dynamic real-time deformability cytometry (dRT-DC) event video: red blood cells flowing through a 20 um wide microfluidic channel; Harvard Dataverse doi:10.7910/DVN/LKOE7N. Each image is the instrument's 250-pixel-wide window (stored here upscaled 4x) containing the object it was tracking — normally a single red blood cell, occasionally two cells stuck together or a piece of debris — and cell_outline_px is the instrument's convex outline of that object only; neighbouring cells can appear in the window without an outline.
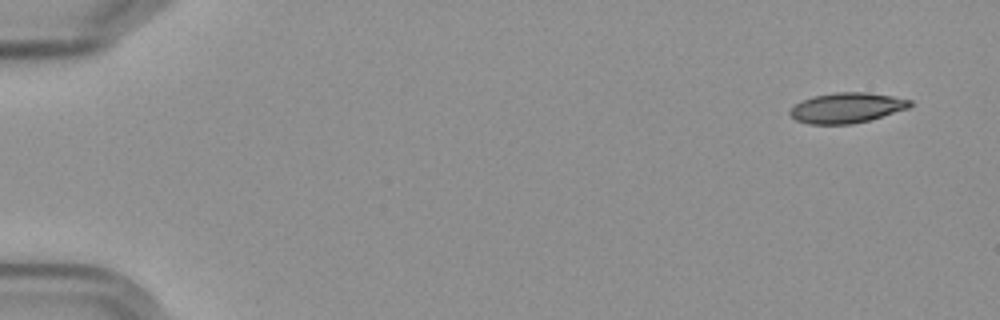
{"species": "Egyptian fruit bat (a non-hibernating species)", "species_latin": "Rousettus aegyptiacus", "temperature_condition": "cold", "stored_images_in_passage": 4, "camera_frame_rate_fps": 3000, "um_per_image_px": 0.085, "frame": {"image": 1, "passage_image": 1, "time_ms": 0.0, "image_size_px": [1000, 320], "cell_outline_px": [[912, 104], [908, 108], [868, 120], [852, 124], [808, 124], [796, 120], [788, 112], [796, 104], [804, 100], [816, 96], [836, 92], [868, 92], [892, 96], [912, 100]], "centroid_in_image_um": [71.98, 9.16], "position_along_channel_um": 13.0, "area_um2": 20.87}}
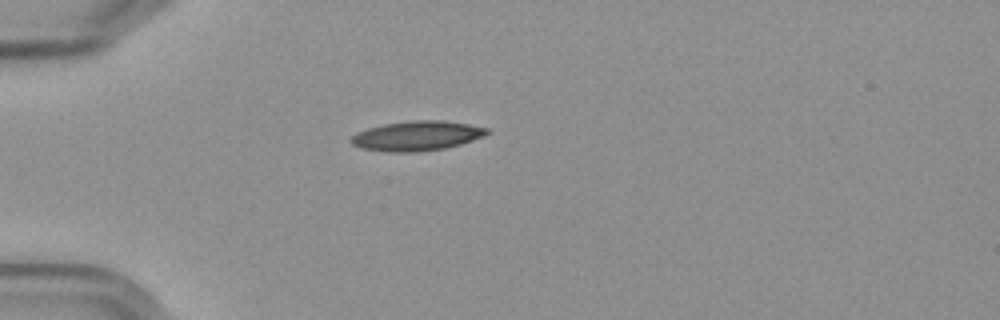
{"frame": {"image": 2, "passage_image": 4, "time_ms": 4.333, "image_size_px": [1000, 320], "cell_outline_px": [[488, 132], [484, 136], [460, 144], [444, 148], [416, 152], [388, 152], [360, 148], [352, 144], [348, 140], [356, 132], [368, 128], [384, 124], [412, 120], [440, 120], [468, 124], [488, 128]], "centroid_in_image_um": [35.39, 11.55], "position_along_channel_um": 49.6, "area_um2": 23.47}}